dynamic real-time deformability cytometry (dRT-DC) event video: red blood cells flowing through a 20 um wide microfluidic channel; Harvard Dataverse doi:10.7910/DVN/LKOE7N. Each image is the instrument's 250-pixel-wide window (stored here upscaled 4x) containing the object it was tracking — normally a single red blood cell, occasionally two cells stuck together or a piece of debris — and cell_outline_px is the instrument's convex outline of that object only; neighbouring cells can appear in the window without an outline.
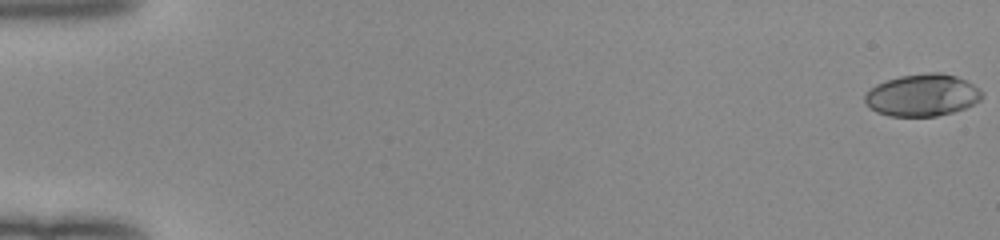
{"species": "human", "species_latin": "Homo sapiens", "temperature_condition": "room temperature", "stored_images_in_passage": 52, "camera_frame_rate_fps": 3000, "um_per_image_px": 0.085, "donor": {"sex": "female"}, "frame": {"image": 1, "passage_image": 1, "time_ms": 0.0, "image_size_px": [1000, 240], "cell_outline_px": [[984, 96], [980, 100], [964, 108], [952, 112], [936, 116], [888, 116], [876, 112], [864, 104], [864, 96], [876, 84], [900, 76], [928, 72], [940, 72], [956, 76], [980, 88], [984, 92]], "centroid_in_image_um": [78.4, 8.09], "position_along_channel_um": 6.6, "area_um2": 28.78}}
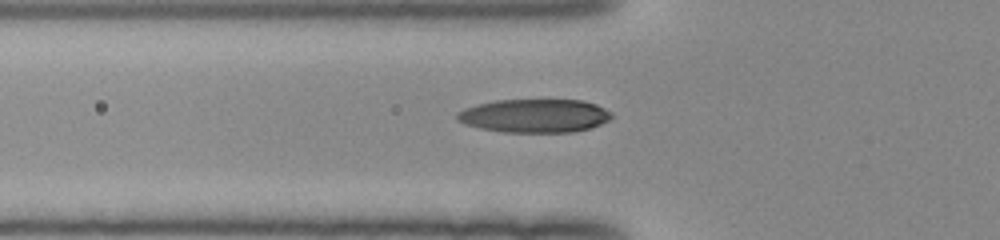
{"frame": {"image": 2, "passage_image": 20, "time_ms": 6.333, "image_size_px": [1000, 240], "cell_outline_px": [[612, 116], [608, 120], [592, 128], [572, 132], [504, 132], [480, 128], [464, 124], [456, 120], [456, 112], [464, 108], [476, 104], [496, 100], [584, 100], [596, 104], [612, 112]], "centroid_in_image_um": [45.42, 9.84], "position_along_channel_um": 80.4, "area_um2": 30.35}}
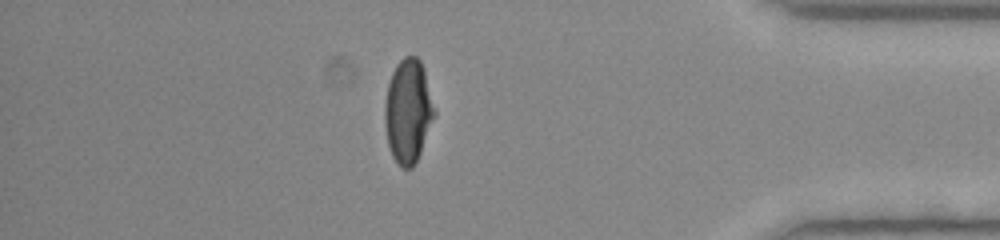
{"frame": {"image": 3, "passage_image": 46, "time_ms": 15.0, "image_size_px": [1000, 240], "cell_outline_px": [[436, 112], [420, 152], [412, 168], [404, 168], [392, 156], [388, 144], [384, 120], [384, 108], [388, 84], [392, 72], [396, 64], [404, 56], [416, 56], [420, 60], [424, 68]], "centroid_in_image_um": [34.68, 9.4], "position_along_channel_um": 400.5, "area_um2": 29.77}, "authors_computed_cell_mechanics": {"area_um2": 29.5936, "velocity_mm_per_s": 4.0512, "shape_relaxation_time_tau1_ms": 5.2248, "shape_relaxation_time_tau2_ms": 2.1011, "deformation_change_tau1": 0.239, "deformation_change_tau2": 0.0481}}